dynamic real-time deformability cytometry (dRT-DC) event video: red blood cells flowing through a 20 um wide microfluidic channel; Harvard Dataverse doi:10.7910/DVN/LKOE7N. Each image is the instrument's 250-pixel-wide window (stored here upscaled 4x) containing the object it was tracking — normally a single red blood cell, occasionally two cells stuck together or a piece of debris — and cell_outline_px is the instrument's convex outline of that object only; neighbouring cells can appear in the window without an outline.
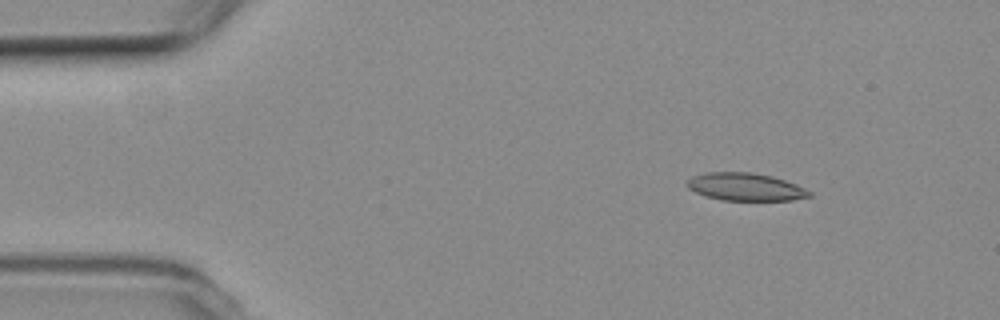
{"species": "common noctule bat (a hibernating species)", "species_latin": "Nyctalus noctula", "temperature_condition": "room temperature", "stored_images_in_passage": 9, "camera_frame_rate_fps": 3000, "um_per_image_px": 0.085, "animal": {"sex": "female", "body_mass_g": 19.3, "forearm_length_mm": 54.1}, "frame": {"image": 1, "passage_image": 2, "time_ms": 1.0, "image_size_px": [1000, 320], "cell_outline_px": [[812, 196], [792, 200], [720, 200], [704, 196], [688, 188], [684, 184], [692, 176], [704, 172], [752, 172], [772, 176], [796, 184], [812, 192]], "centroid_in_image_um": [63.33, 15.88], "position_along_channel_um": 21.7, "area_um2": 19.88}}
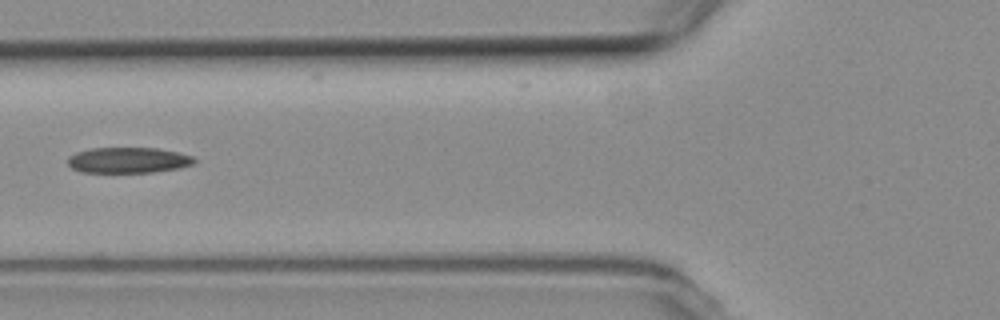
{"frame": {"image": 2, "passage_image": 6, "time_ms": 5.667, "image_size_px": [1000, 320], "cell_outline_px": [[196, 164], [180, 168], [152, 172], [80, 172], [72, 168], [68, 164], [68, 156], [76, 152], [92, 148], [156, 148], [176, 152], [192, 156], [196, 160]], "centroid_in_image_um": [10.9, 13.62], "position_along_channel_um": 114.9, "area_um2": 18.96}}
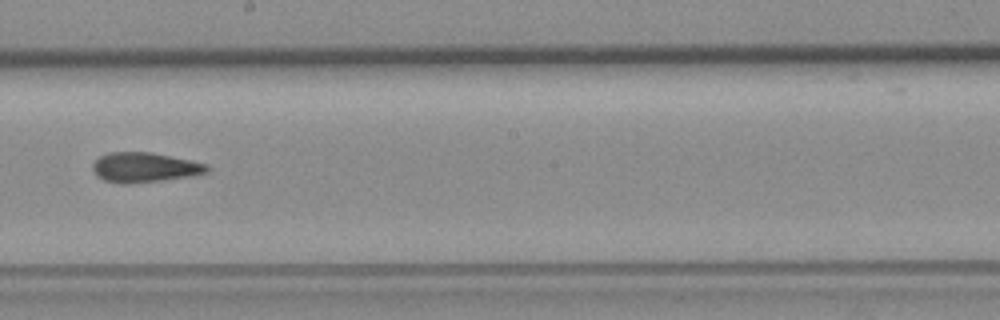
{"frame": {"image": 3, "passage_image": 9, "time_ms": 9.0, "image_size_px": [1000, 320], "cell_outline_px": [[208, 172], [192, 176], [164, 180], [128, 184], [120, 184], [104, 180], [96, 176], [92, 168], [92, 164], [100, 156], [108, 152], [152, 152], [192, 160], [208, 164]], "centroid_in_image_um": [12.29, 14.23], "position_along_channel_um": 235.9, "area_um2": 20.11}}